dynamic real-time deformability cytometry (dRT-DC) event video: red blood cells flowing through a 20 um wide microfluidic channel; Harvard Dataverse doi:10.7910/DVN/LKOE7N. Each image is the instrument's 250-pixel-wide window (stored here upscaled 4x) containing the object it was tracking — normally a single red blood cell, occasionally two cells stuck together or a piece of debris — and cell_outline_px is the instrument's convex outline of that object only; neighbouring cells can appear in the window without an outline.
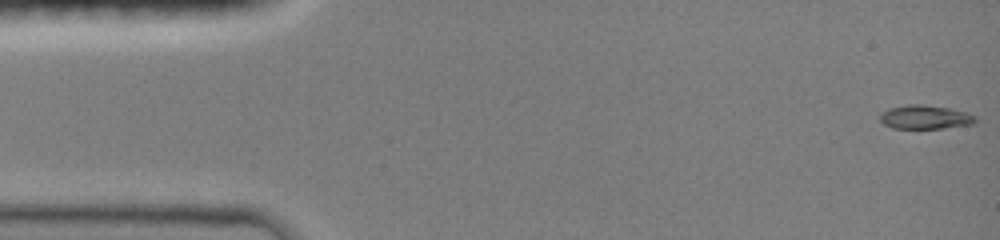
{"species": "common noctule bat (a hibernating species)", "species_latin": "Nyctalus noctula", "temperature_condition": "room temperature", "stored_images_in_passage": 6, "camera_frame_rate_fps": 3000, "um_per_image_px": 0.085, "animal": {"sex": "female", "body_mass_g": 19.0, "forearm_length_mm": 51.5}, "frame": {"image": 1, "passage_image": 1, "time_ms": 0.0, "image_size_px": [1000, 240], "cell_outline_px": [[976, 120], [972, 124], [944, 128], [892, 128], [884, 124], [880, 120], [880, 116], [888, 108], [908, 104], [920, 104], [948, 108], [968, 112], [976, 116]], "centroid_in_image_um": [78.65, 9.95], "position_along_channel_um": 6.4, "area_um2": 13.18}}
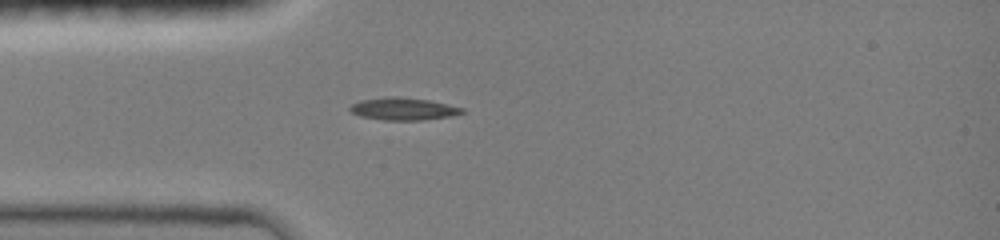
{"frame": {"image": 2, "passage_image": 6, "time_ms": 4.0, "image_size_px": [1000, 240], "cell_outline_px": [[464, 112], [452, 116], [424, 120], [384, 120], [360, 116], [352, 112], [348, 108], [352, 104], [360, 100], [392, 96], [396, 96], [428, 100], [448, 104], [464, 108]], "centroid_in_image_um": [34.29, 9.26], "position_along_channel_um": 50.7, "area_um2": 14.62}}